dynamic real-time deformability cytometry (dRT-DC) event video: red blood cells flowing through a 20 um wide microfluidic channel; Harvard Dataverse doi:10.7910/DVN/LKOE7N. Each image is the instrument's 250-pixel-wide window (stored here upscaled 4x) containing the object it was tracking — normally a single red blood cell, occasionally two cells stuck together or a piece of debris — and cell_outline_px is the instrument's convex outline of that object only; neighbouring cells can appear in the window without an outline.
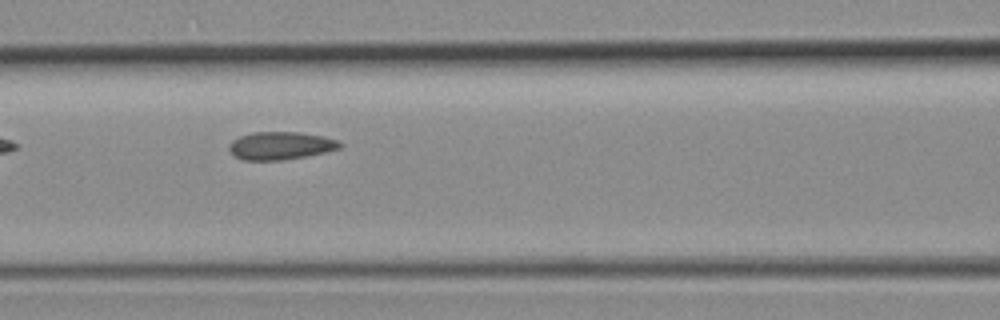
{"species": "common noctule bat (a hibernating species)", "species_latin": "Nyctalus noctula", "temperature_condition": "room temperature", "stored_images_in_passage": 3, "camera_frame_rate_fps": 3000, "um_per_image_px": 0.085, "animal": {"sex": "female", "body_mass_g": 19.3, "forearm_length_mm": 54.1}, "frame": {"image": 1, "passage_image": 3, "time_ms": 0.667, "image_size_px": [1000, 320], "cell_outline_px": [[344, 144], [340, 148], [308, 156], [284, 160], [244, 160], [236, 156], [228, 148], [228, 144], [232, 140], [240, 136], [252, 132], [300, 132], [324, 136], [340, 140]], "centroid_in_image_um": [23.89, 12.37], "position_along_channel_um": 142.7, "area_um2": 18.15}}